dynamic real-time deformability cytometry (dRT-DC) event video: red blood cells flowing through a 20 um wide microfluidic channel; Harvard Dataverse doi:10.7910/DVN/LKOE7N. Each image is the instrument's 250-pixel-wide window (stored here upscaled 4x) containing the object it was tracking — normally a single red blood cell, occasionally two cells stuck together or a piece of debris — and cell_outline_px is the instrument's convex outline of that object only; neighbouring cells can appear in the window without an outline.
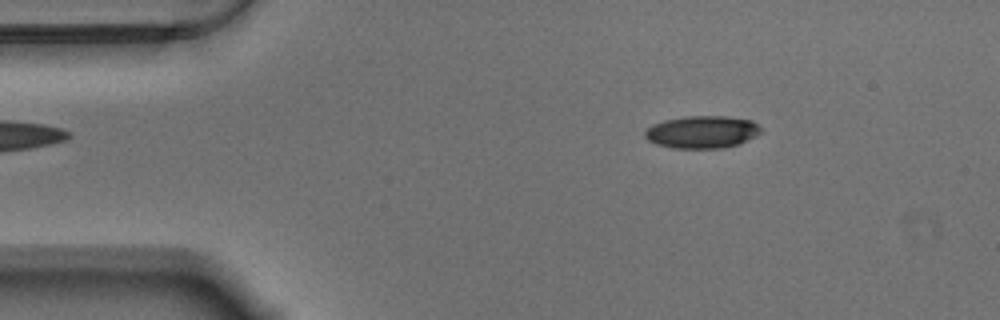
{"species": "Egyptian fruit bat (a non-hibernating species)", "species_latin": "Rousettus aegyptiacus", "temperature_condition": "warm", "stored_images_in_passage": 49, "camera_frame_rate_fps": 3000, "um_per_image_px": 0.085, "animal": {"sex": "male"}, "frame": {"image": 1, "passage_image": 1, "time_ms": 0.0, "image_size_px": [1000, 320], "cell_outline_px": [[760, 132], [740, 144], [724, 148], [672, 148], [656, 144], [648, 140], [644, 136], [644, 132], [652, 124], [664, 120], [684, 116], [724, 116], [752, 120], [760, 128]], "centroid_in_image_um": [59.64, 11.22], "position_along_channel_um": 25.4, "area_um2": 21.91}}
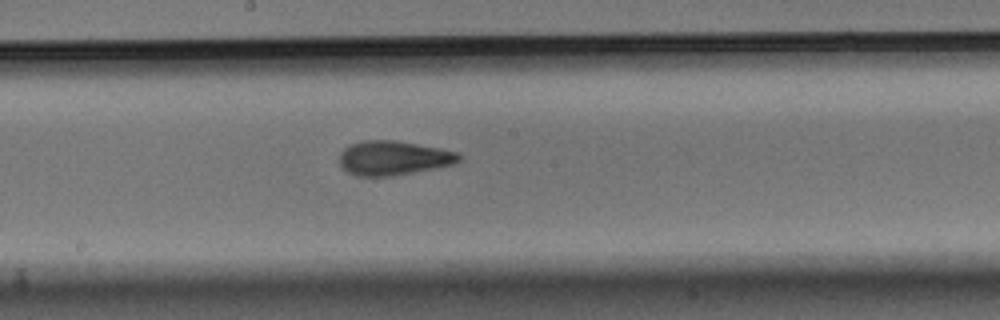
{"frame": {"image": 2, "passage_image": 22, "time_ms": 7.0, "image_size_px": [1000, 320], "cell_outline_px": [[464, 156], [460, 160], [452, 164], [436, 168], [392, 176], [356, 176], [348, 172], [340, 164], [340, 152], [344, 148], [352, 144], [364, 140], [396, 140], [440, 148], [456, 152]], "centroid_in_image_um": [33.45, 13.43], "position_along_channel_um": 214.7, "area_um2": 23.87}}
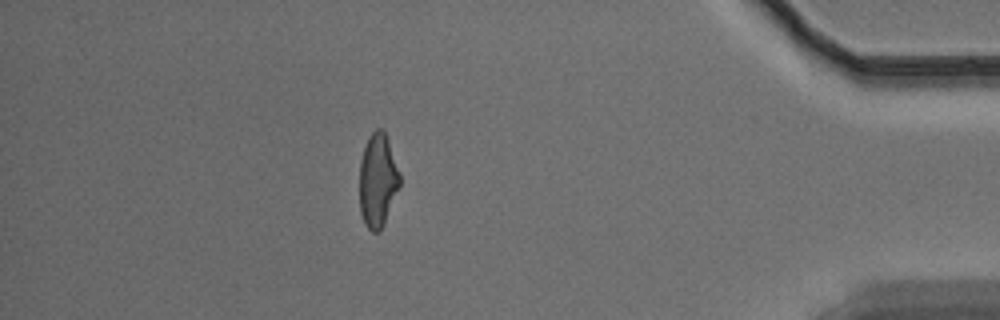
{"frame": {"image": 3, "passage_image": 42, "time_ms": 13.667, "image_size_px": [1000, 320], "cell_outline_px": [[400, 184], [384, 224], [380, 232], [372, 232], [364, 224], [360, 212], [360, 160], [368, 136], [376, 128], [384, 128], [400, 172]], "centroid_in_image_um": [32.11, 15.31], "position_along_channel_um": 403.1, "area_um2": 22.14}, "authors_computed_cell_mechanics": {"area_um2": 22.831, "velocity_mm_per_s": 3.5368, "shape_relaxation_time_tau1_ms": 6.8667, "shape_relaxation_time_tau2_ms": 1.9272, "deformation_change_tau1": 0.2108, "deformation_change_tau2": 0.0894}}